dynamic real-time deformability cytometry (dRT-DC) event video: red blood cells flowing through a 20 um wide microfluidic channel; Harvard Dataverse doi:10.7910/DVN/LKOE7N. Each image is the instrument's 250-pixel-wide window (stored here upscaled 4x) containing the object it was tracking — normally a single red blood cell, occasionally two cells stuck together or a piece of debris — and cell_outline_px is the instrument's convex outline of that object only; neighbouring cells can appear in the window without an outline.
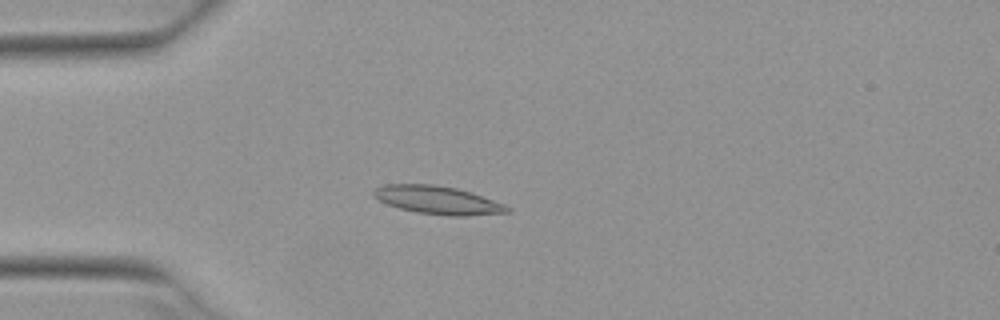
{"species": "Egyptian fruit bat (a non-hibernating species)", "species_latin": "Rousettus aegyptiacus", "temperature_condition": "warm", "stored_images_in_passage": 4, "camera_frame_rate_fps": 3000, "um_per_image_px": 0.085, "animal": {"sex": "female"}, "frame": {"image": 1, "passage_image": 4, "time_ms": 1.0, "image_size_px": [1000, 320], "cell_outline_px": [[512, 212], [464, 216], [448, 216], [416, 212], [400, 208], [388, 204], [372, 196], [372, 192], [376, 188], [384, 184], [436, 184], [456, 188], [472, 192], [504, 204], [512, 208]], "centroid_in_image_um": [37.23, 17.01], "position_along_channel_um": 47.8, "area_um2": 22.02}}